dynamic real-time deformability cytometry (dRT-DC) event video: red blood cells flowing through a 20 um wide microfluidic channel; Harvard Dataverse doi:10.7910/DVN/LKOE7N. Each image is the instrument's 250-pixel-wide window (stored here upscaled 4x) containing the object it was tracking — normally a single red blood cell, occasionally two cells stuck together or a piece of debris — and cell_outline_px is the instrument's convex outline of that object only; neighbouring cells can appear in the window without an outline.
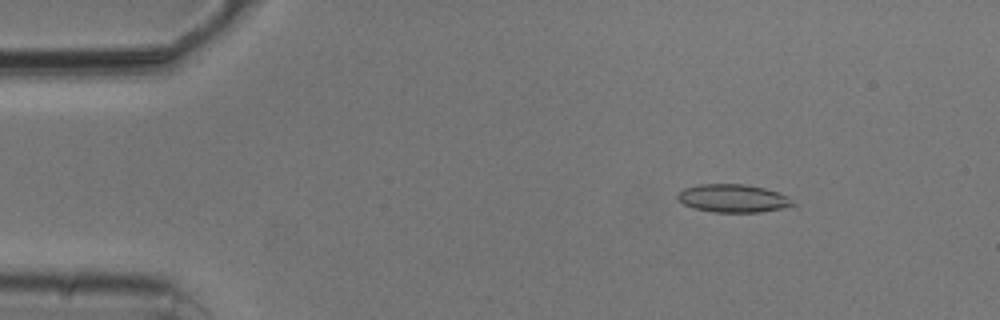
{"species": "common noctule bat (a hibernating species)", "species_latin": "Nyctalus noctula", "temperature_condition": "cold", "stored_images_in_passage": 16, "camera_frame_rate_fps": 3000, "um_per_image_px": 0.085, "animal": {"sex": "male", "body_mass_g": 20.5, "forearm_length_mm": 52.5}, "frame": {"image": 1, "passage_image": 7, "time_ms": 2.0, "image_size_px": [1000, 320], "cell_outline_px": [[800, 204], [760, 212], [712, 212], [692, 208], [684, 204], [676, 196], [684, 188], [700, 184], [744, 184], [764, 188], [788, 196]], "centroid_in_image_um": [62.33, 16.86], "position_along_channel_um": 22.7, "area_um2": 18.84}}